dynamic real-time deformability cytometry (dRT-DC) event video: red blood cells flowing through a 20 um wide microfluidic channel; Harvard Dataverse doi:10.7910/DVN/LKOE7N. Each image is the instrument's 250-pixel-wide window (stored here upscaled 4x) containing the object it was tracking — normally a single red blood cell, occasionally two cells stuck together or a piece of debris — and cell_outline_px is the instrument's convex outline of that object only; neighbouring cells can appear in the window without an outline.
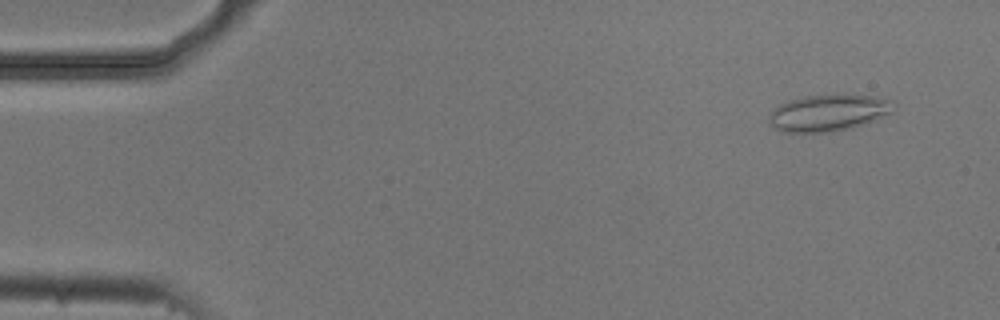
{"species": "common noctule bat (a hibernating species)", "species_latin": "Nyctalus noctula", "temperature_condition": "cold", "stored_images_in_passage": 4, "camera_frame_rate_fps": 3000, "um_per_image_px": 0.085, "animal": {"sex": "male", "body_mass_g": 20.5, "forearm_length_mm": 52.5}, "frame": {"image": 1, "passage_image": 1, "time_ms": 0.0, "image_size_px": [1000, 320], "cell_outline_px": [[896, 104], [892, 112], [852, 128], [828, 132], [784, 132], [776, 128], [768, 120], [768, 116], [780, 104], [788, 100], [804, 96], [872, 96], [892, 100]], "centroid_in_image_um": [70.4, 9.6], "position_along_channel_um": 14.6, "area_um2": 25.95}}